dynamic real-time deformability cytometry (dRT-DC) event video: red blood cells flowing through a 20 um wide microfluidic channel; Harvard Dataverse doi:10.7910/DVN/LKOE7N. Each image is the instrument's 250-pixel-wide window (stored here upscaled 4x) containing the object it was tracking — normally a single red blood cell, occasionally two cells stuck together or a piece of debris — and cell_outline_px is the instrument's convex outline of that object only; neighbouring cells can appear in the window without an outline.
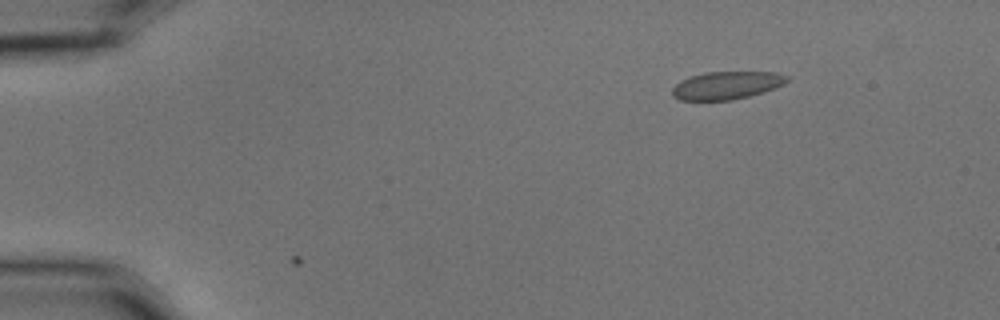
{"species": "common noctule bat (a hibernating species)", "species_latin": "Nyctalus noctula", "temperature_condition": "cold", "stored_images_in_passage": 2, "camera_frame_rate_fps": 3000, "um_per_image_px": 0.085, "animal": {"sex": "male", "body_mass_g": 15.6}, "frame": {"image": 1, "passage_image": 2, "time_ms": 0.333, "image_size_px": [1000, 320], "cell_outline_px": [[788, 80], [784, 84], [764, 92], [732, 100], [680, 100], [672, 96], [672, 88], [680, 80], [688, 76], [704, 72], [776, 72], [788, 76]], "centroid_in_image_um": [61.73, 7.25], "position_along_channel_um": 23.3, "area_um2": 18.73}}